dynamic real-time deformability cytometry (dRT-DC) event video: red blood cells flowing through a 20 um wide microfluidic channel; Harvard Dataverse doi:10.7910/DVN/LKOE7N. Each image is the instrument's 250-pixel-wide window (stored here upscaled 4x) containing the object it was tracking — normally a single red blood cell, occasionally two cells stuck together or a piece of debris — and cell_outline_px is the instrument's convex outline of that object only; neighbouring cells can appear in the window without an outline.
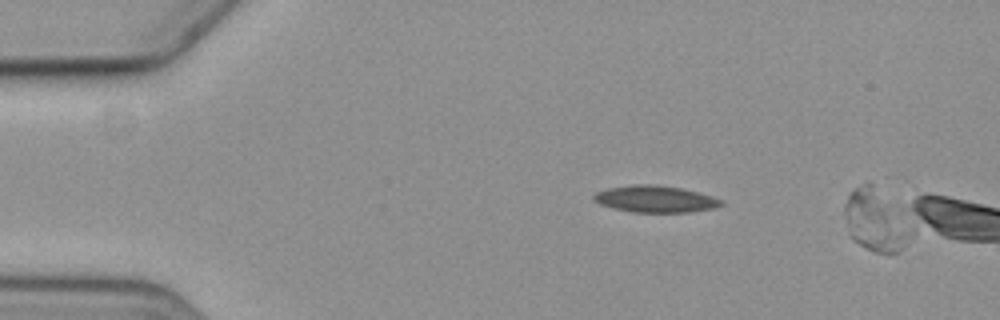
{"species": "common noctule bat (a hibernating species)", "species_latin": "Nyctalus noctula", "temperature_condition": "cold", "stored_images_in_passage": 3, "camera_frame_rate_fps": 3000, "um_per_image_px": 0.085, "animal": {"sex": "female", "body_mass_g": 19.3, "forearm_length_mm": 54.1}, "frame": {"image": 1, "passage_image": 1, "time_ms": 0.0, "image_size_px": [1000, 320], "cell_outline_px": [[904, 244], [896, 252], [876, 252], [860, 244], [852, 236], [844, 208], [848, 196], [856, 188], [864, 184], [872, 184], [904, 232]], "centroid_in_image_um": [74.19, 18.78], "position_along_channel_um": 10.8, "area_um2": 19.71}}